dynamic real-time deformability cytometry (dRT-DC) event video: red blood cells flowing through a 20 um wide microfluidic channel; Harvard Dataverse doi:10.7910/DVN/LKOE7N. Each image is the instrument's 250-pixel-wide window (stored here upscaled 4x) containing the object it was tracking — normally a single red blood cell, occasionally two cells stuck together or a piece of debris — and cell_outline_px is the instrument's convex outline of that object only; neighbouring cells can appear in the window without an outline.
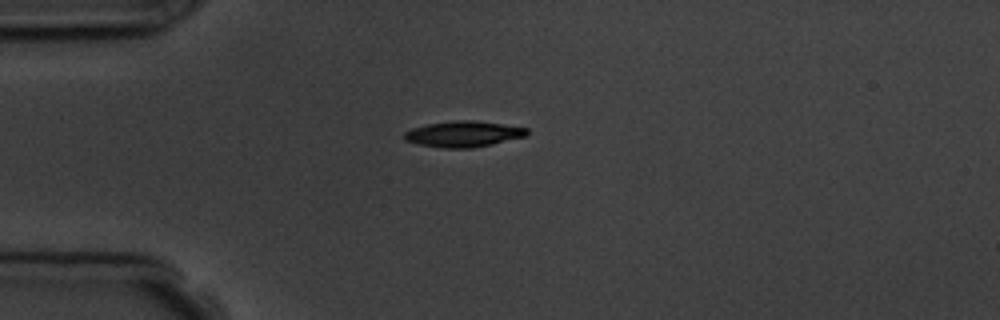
{"species": "common noctule bat (a hibernating species)", "species_latin": "Nyctalus noctula", "temperature_condition": "room temperature", "stored_images_in_passage": 4, "camera_frame_rate_fps": 3000, "um_per_image_px": 0.085, "animal": {"sex": "male", "body_mass_g": 19.5, "forearm_length_mm": 54.6}, "frame": {"image": 1, "passage_image": 3, "time_ms": 2.333, "image_size_px": [1000, 320], "cell_outline_px": [[528, 132], [524, 136], [492, 144], [472, 148], [444, 148], [420, 144], [404, 140], [404, 132], [412, 128], [428, 124], [456, 120], [472, 120], [528, 128]], "centroid_in_image_um": [39.36, 11.39], "position_along_channel_um": 45.6, "area_um2": 18.21}}